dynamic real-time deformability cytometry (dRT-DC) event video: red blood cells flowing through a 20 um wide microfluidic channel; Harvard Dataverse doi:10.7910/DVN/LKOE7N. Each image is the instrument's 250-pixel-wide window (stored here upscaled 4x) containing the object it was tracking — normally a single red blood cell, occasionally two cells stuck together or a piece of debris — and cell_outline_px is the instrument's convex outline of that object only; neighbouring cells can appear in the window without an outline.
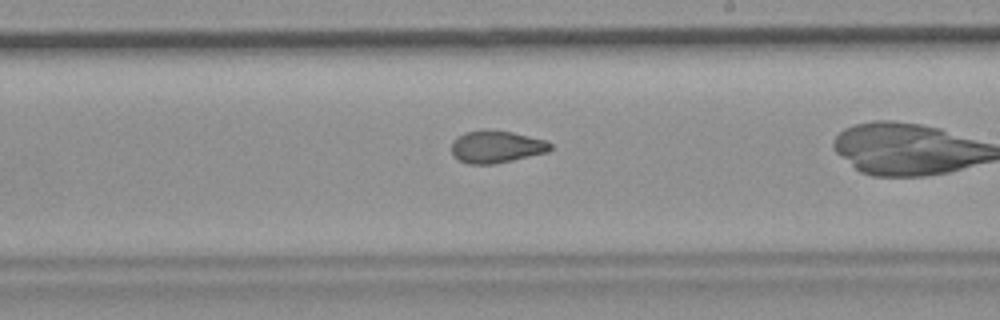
{"species": "common noctule bat (a hibernating species)", "species_latin": "Nyctalus noctula", "temperature_condition": "room temperature", "stored_images_in_passage": 40, "camera_frame_rate_fps": 3000, "um_per_image_px": 0.085, "animal": {"sex": "female", "body_mass_g": 19.9}, "frame": {"image": 1, "passage_image": 29, "time_ms": 9.333, "image_size_px": [1000, 320], "cell_outline_px": [[552, 148], [548, 152], [496, 164], [468, 164], [460, 160], [452, 152], [452, 140], [456, 136], [464, 132], [484, 128], [488, 128], [512, 132], [548, 140], [552, 144]], "centroid_in_image_um": [42.2, 12.45], "position_along_channel_um": 246.8, "area_um2": 19.02}}